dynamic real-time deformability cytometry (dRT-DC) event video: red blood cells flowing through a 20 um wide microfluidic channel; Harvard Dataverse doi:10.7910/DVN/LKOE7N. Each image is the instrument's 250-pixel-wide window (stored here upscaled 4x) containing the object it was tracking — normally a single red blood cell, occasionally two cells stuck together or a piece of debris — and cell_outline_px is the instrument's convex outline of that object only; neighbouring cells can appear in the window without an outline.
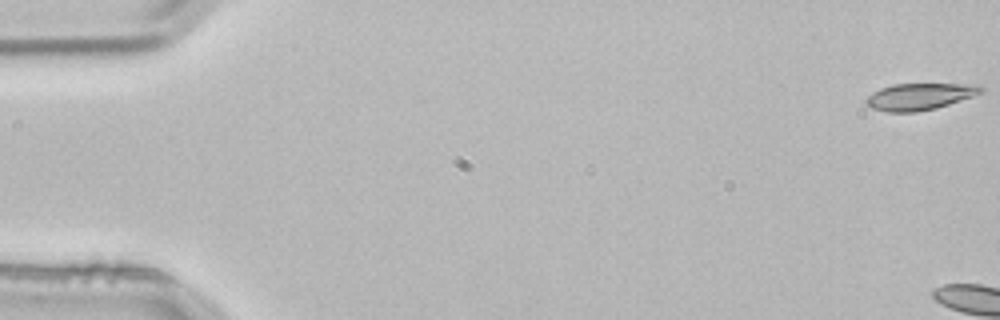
{"species": "common noctule bat (a hibernating species)", "species_latin": "Nyctalus noctula", "temperature_condition": "room temperature", "stored_images_in_passage": 5, "camera_frame_rate_fps": 3000, "um_per_image_px": 0.085, "animal": {"sex": "male", "body_mass_g": 21.5, "forearm_length_mm": 52.0}, "frame": {"image": 1, "passage_image": 1, "time_ms": 0.0, "image_size_px": [1000, 320], "cell_outline_px": [[984, 92], [936, 108], [916, 112], [888, 112], [872, 108], [864, 100], [872, 92], [880, 88], [892, 84], [980, 84], [984, 88]], "centroid_in_image_um": [78.17, 8.19], "position_along_channel_um": 6.8, "area_um2": 17.86}}
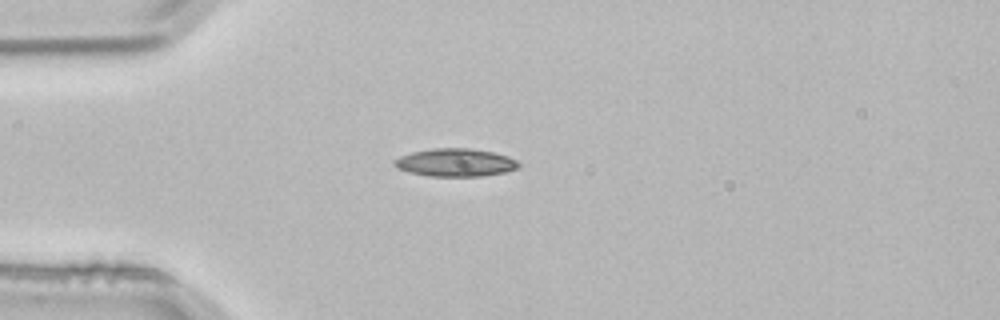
{"frame": {"image": 2, "passage_image": 5, "time_ms": 1.333, "image_size_px": [1000, 320], "cell_outline_px": [[520, 168], [504, 172], [484, 176], [428, 176], [408, 172], [396, 168], [392, 164], [392, 160], [400, 156], [412, 152], [432, 148], [472, 148], [492, 152], [508, 156], [516, 160], [520, 164]], "centroid_in_image_um": [38.68, 13.81], "position_along_channel_um": 46.3, "area_um2": 20.46}}